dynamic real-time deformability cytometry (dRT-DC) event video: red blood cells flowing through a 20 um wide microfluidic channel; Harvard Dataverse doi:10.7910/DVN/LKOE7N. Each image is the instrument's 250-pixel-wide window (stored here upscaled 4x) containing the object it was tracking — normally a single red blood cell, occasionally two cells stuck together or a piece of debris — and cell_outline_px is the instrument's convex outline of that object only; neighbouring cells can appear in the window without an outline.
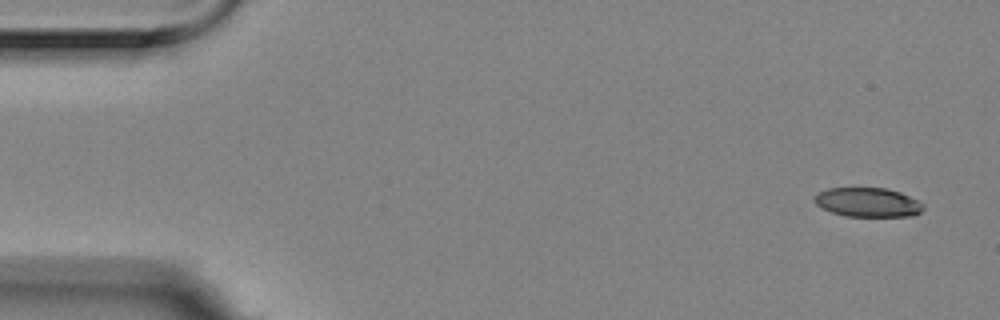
{"species": "Egyptian fruit bat (a non-hibernating species)", "species_latin": "Rousettus aegyptiacus", "temperature_condition": "room temperature", "stored_images_in_passage": 6, "camera_frame_rate_fps": 3000, "um_per_image_px": 0.085, "animal": {"sex": "female"}, "frame": {"image": 1, "passage_image": 1, "time_ms": 0.0, "image_size_px": [1000, 320], "cell_outline_px": [[924, 208], [920, 212], [912, 216], [844, 216], [832, 212], [816, 204], [812, 200], [812, 196], [816, 192], [828, 188], [888, 188], [900, 192], [924, 204]], "centroid_in_image_um": [73.72, 17.19], "position_along_channel_um": 11.3, "area_um2": 18.61}}
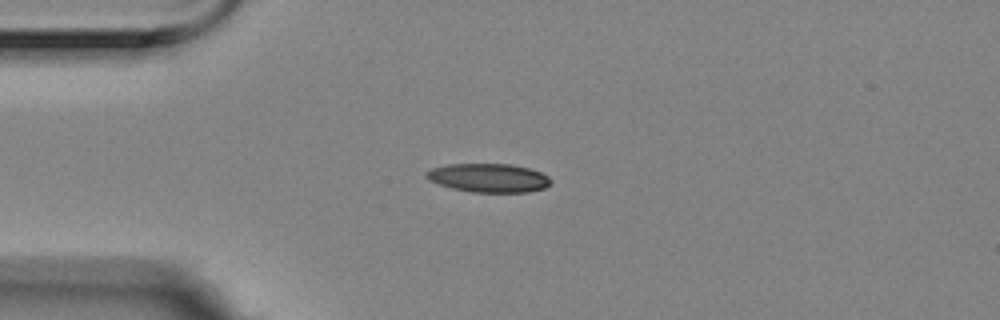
{"frame": {"image": 2, "passage_image": 4, "time_ms": 1.0, "image_size_px": [1000, 320], "cell_outline_px": [[552, 180], [544, 188], [528, 192], [472, 192], [452, 188], [428, 180], [424, 176], [424, 172], [432, 168], [448, 164], [512, 164], [528, 168], [540, 172], [548, 176]], "centroid_in_image_um": [41.5, 15.11], "position_along_channel_um": 43.5, "area_um2": 20.81}}
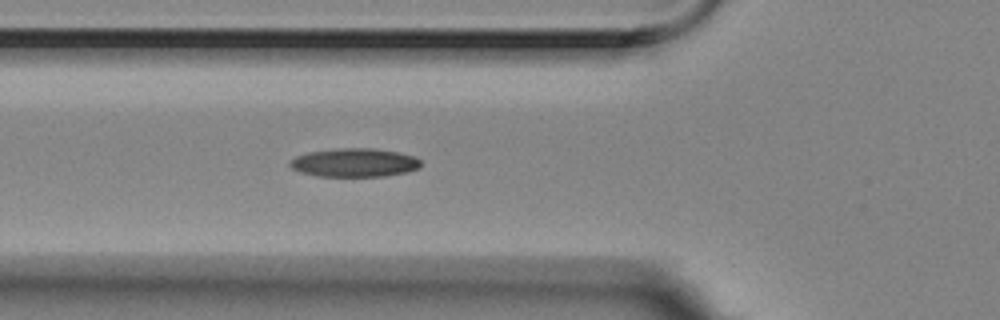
{"frame": {"image": 3, "passage_image": 6, "time_ms": 1.667, "image_size_px": [1000, 320], "cell_outline_px": [[420, 168], [408, 172], [384, 176], [316, 176], [300, 172], [292, 168], [288, 164], [296, 156], [308, 152], [336, 148], [372, 148], [396, 152], [416, 156], [420, 160]], "centroid_in_image_um": [30.14, 13.82], "position_along_channel_um": 95.7, "area_um2": 21.85}}